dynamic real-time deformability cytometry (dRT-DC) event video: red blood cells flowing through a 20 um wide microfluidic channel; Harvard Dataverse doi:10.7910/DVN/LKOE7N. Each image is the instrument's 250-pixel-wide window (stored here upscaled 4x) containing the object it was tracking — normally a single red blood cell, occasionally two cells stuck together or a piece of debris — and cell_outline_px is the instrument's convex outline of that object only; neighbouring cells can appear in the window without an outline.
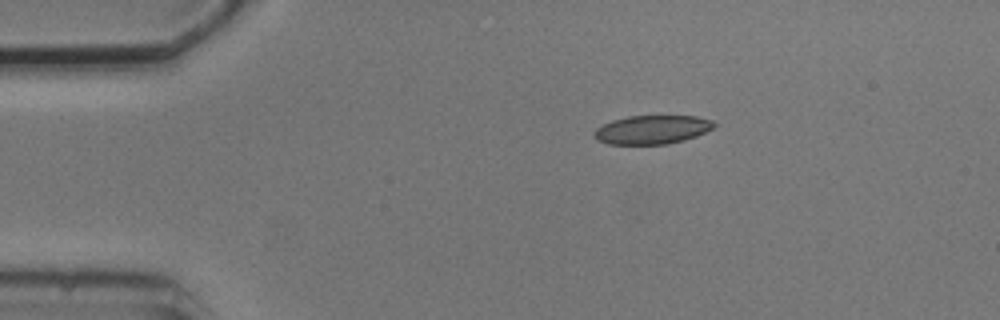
{"species": "common noctule bat (a hibernating species)", "species_latin": "Nyctalus noctula", "temperature_condition": "cold", "stored_images_in_passage": 4, "camera_frame_rate_fps": 3000, "um_per_image_px": 0.085, "animal": {"sex": "male", "body_mass_g": 20.5, "forearm_length_mm": 52.5}, "frame": {"image": 1, "passage_image": 1, "time_ms": 0.0, "image_size_px": [1000, 320], "cell_outline_px": [[716, 124], [712, 128], [696, 136], [684, 140], [668, 144], [608, 144], [596, 140], [592, 136], [592, 132], [596, 128], [612, 120], [628, 116], [696, 116], [712, 120]], "centroid_in_image_um": [55.38, 11.02], "position_along_channel_um": 29.6, "area_um2": 20.11}}
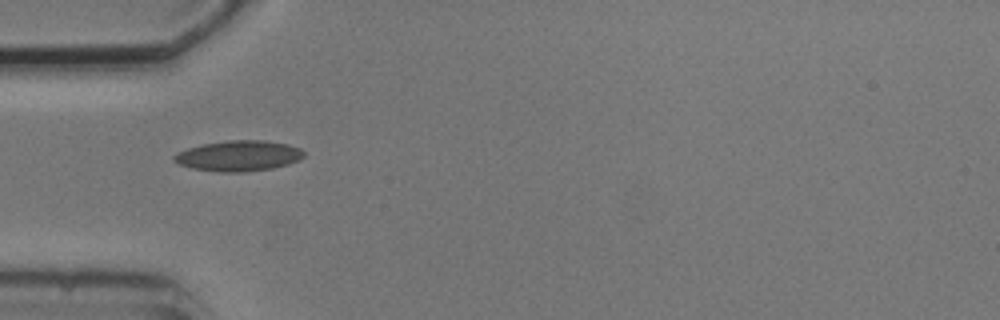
{"frame": {"image": 2, "passage_image": 3, "time_ms": 2.333, "image_size_px": [1000, 320], "cell_outline_px": [[304, 156], [300, 160], [288, 164], [272, 168], [244, 172], [220, 172], [192, 168], [180, 164], [172, 160], [172, 156], [176, 152], [188, 148], [204, 144], [228, 140], [264, 140], [288, 144], [300, 148], [304, 152]], "centroid_in_image_um": [20.28, 13.24], "position_along_channel_um": 64.7, "area_um2": 23.18}}
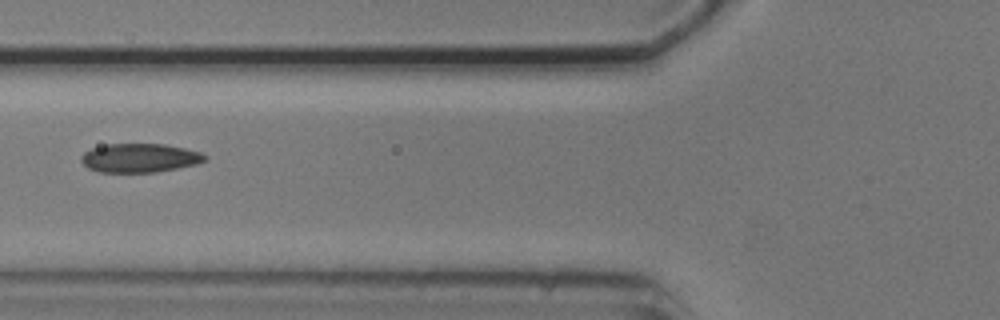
{"frame": {"image": 3, "passage_image": 4, "time_ms": 3.667, "image_size_px": [1000, 320], "cell_outline_px": [[208, 156], [204, 160], [196, 164], [156, 172], [100, 172], [88, 168], [80, 160], [80, 156], [84, 152], [92, 148], [108, 144], [164, 144], [184, 148], [200, 152]], "centroid_in_image_um": [11.85, 13.42], "position_along_channel_um": 114.0, "area_um2": 20.69}}